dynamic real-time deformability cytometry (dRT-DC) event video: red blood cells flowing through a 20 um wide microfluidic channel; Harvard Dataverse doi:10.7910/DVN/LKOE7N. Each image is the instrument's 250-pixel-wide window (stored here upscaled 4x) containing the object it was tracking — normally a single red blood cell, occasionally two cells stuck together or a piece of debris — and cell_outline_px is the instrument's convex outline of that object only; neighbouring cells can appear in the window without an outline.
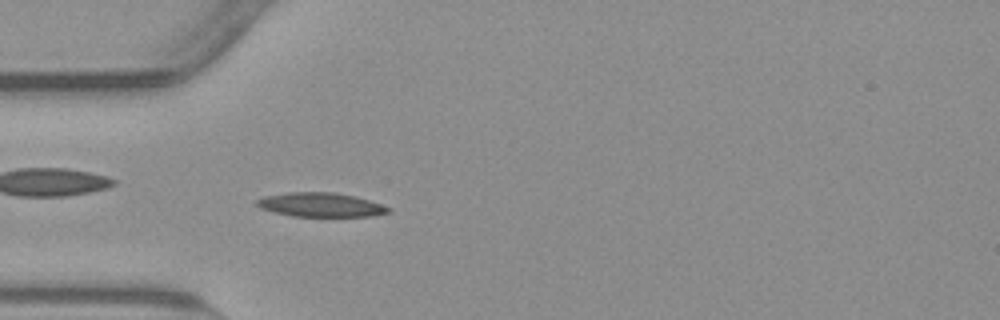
{"species": "common noctule bat (a hibernating species)", "species_latin": "Nyctalus noctula", "temperature_condition": "warm", "stored_images_in_passage": 52, "camera_frame_rate_fps": 3000, "um_per_image_px": 0.085, "animal": {"sex": "male", "body_mass_g": 23.1, "forearm_length_mm": 52.7}, "frame": {"image": 1, "passage_image": 14, "time_ms": 4.333, "image_size_px": [1000, 320], "cell_outline_px": [[392, 212], [372, 216], [292, 216], [260, 208], [256, 204], [256, 200], [264, 196], [288, 192], [332, 192], [356, 196], [392, 208]], "centroid_in_image_um": [27.28, 17.4], "position_along_channel_um": 57.7, "area_um2": 18.44}}
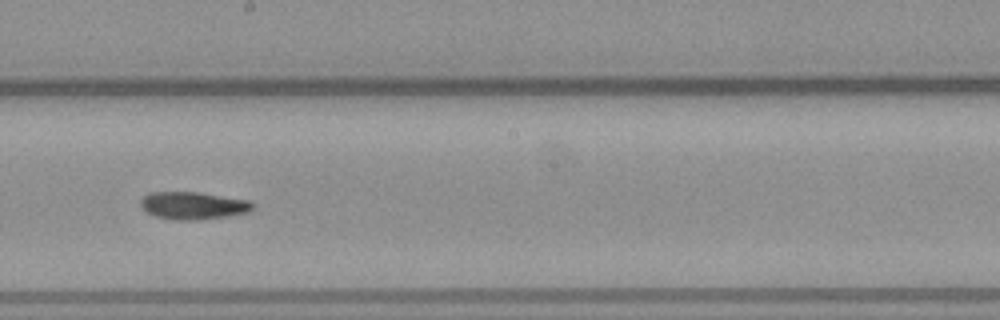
{"frame": {"image": 2, "passage_image": 28, "time_ms": 9.0, "image_size_px": [1000, 320], "cell_outline_px": [[256, 204], [248, 212], [228, 216], [200, 220], [172, 220], [156, 216], [148, 212], [140, 204], [140, 200], [144, 196], [152, 192], [196, 192], [252, 200]], "centroid_in_image_um": [16.47, 17.47], "position_along_channel_um": 231.7, "area_um2": 18.03}}
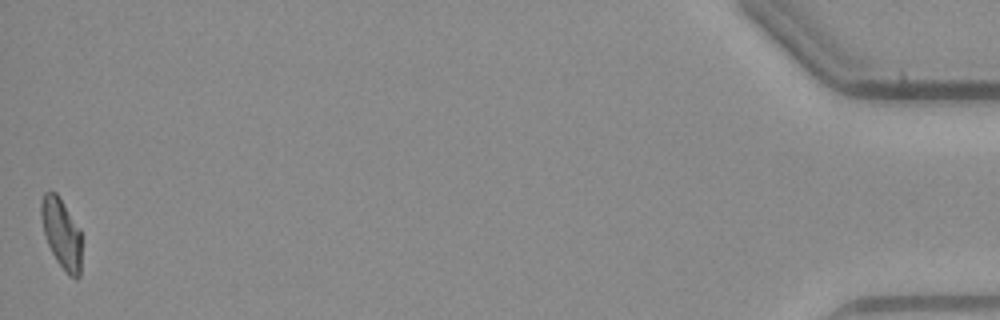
{"frame": {"image": 3, "passage_image": 52, "time_ms": 17.0, "image_size_px": [1000, 320], "cell_outline_px": [[80, 276], [76, 280], [68, 276], [56, 260], [48, 244], [44, 232], [40, 216], [40, 204], [44, 192], [56, 192], [80, 228]], "centroid_in_image_um": [5.22, 19.85], "position_along_channel_um": 430.0, "area_um2": 16.47}}